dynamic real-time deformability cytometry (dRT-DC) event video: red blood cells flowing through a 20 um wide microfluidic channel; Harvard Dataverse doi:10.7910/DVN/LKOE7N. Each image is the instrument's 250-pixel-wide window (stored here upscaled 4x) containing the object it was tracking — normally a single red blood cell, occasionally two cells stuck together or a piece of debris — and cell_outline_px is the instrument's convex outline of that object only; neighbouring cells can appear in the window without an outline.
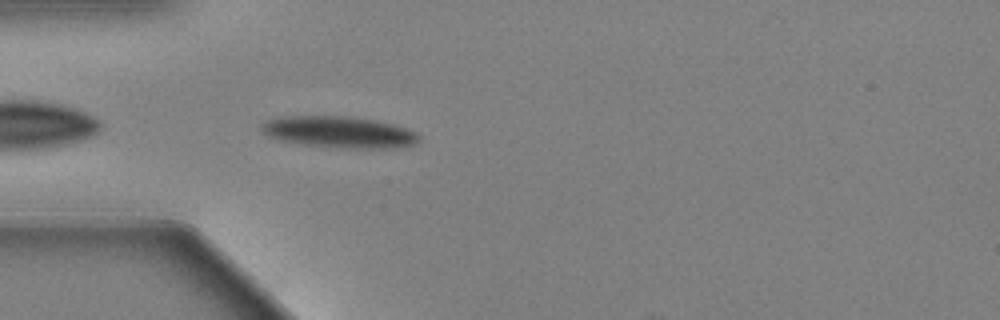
{"species": "Egyptian fruit bat (a non-hibernating species)", "species_latin": "Rousettus aegyptiacus", "temperature_condition": "warm", "stored_images_in_passage": 43, "camera_frame_rate_fps": 3000, "um_per_image_px": 0.085, "animal": {"sex": "female"}, "frame": {"image": 1, "passage_image": 2, "time_ms": 0.333, "image_size_px": [1000, 320], "cell_outline_px": [[420, 140], [412, 144], [392, 148], [352, 148], [304, 144], [280, 140], [268, 136], [260, 128], [268, 120], [280, 116], [352, 116], [376, 120], [392, 124], [416, 132], [420, 136]], "centroid_in_image_um": [28.83, 11.21], "position_along_channel_um": 56.2, "area_um2": 28.55}}
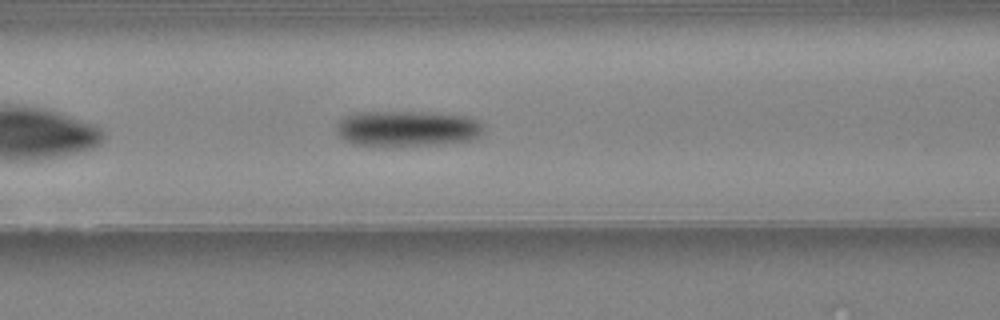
{"frame": {"image": 2, "passage_image": 9, "time_ms": 2.667, "image_size_px": [1000, 320], "cell_outline_px": [[484, 128], [480, 136], [468, 140], [436, 144], [352, 144], [344, 140], [336, 132], [336, 128], [340, 120], [344, 116], [356, 112], [440, 112], [464, 116], [480, 120], [484, 124]], "centroid_in_image_um": [34.64, 10.88], "position_along_channel_um": 132.0, "area_um2": 30.29}}
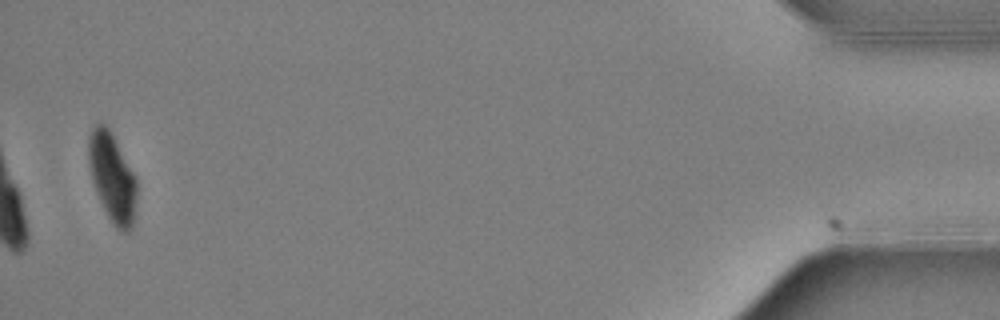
{"frame": {"image": 3, "passage_image": 42, "time_ms": 13.667, "image_size_px": [1000, 320], "cell_outline_px": [[136, 200], [132, 228], [128, 232], [124, 232], [116, 228], [108, 216], [100, 200], [92, 180], [88, 160], [88, 136], [92, 128], [100, 120], [112, 132], [136, 176]], "centroid_in_image_um": [9.54, 15.03], "position_along_channel_um": 425.7, "area_um2": 24.97}, "authors_computed_cell_mechanics": {"area_um2": 29.9404, "velocity_mm_per_s": 3.4737, "shape_relaxation_time_tau1_ms": 3.8963, "shape_relaxation_time_tau2_ms": null, "deformation_change_tau1": 0.1764, "deformation_change_tau2": null}}